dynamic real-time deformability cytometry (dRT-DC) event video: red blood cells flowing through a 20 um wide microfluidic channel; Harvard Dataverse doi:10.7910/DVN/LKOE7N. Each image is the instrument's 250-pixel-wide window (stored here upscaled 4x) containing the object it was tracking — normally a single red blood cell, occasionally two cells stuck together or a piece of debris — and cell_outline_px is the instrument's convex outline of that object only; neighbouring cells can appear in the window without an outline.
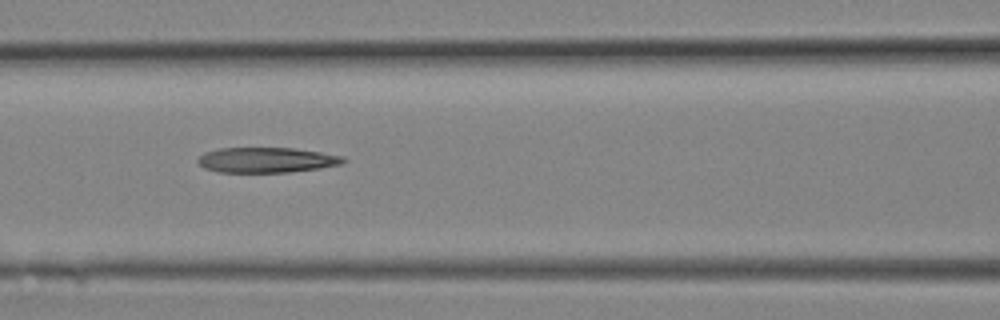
{"species": "Egyptian fruit bat (a non-hibernating species)", "species_latin": "Rousettus aegyptiacus", "temperature_condition": "room temperature", "stored_images_in_passage": 10, "camera_frame_rate_fps": 3000, "um_per_image_px": 0.085, "animal": {"sex": "female"}, "frame": {"image": 1, "passage_image": 9, "time_ms": 2.667, "image_size_px": [1000, 320], "cell_outline_px": [[348, 160], [340, 164], [320, 168], [288, 172], [216, 172], [204, 168], [196, 160], [204, 152], [220, 148], [296, 148], [344, 156]], "centroid_in_image_um": [22.66, 13.6], "position_along_channel_um": 143.9, "area_um2": 21.44}}
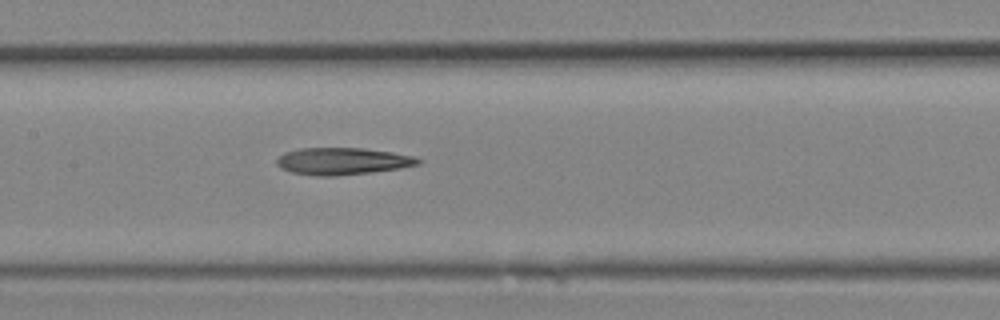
{"frame": {"image": 2, "passage_image": 10, "time_ms": 3.0, "image_size_px": [1000, 320], "cell_outline_px": [[420, 164], [400, 168], [372, 172], [336, 176], [316, 176], [292, 172], [280, 168], [276, 164], [276, 160], [284, 152], [300, 148], [364, 148], [392, 152], [412, 156], [420, 160]], "centroid_in_image_um": [29.08, 13.7], "position_along_channel_um": 178.3, "area_um2": 22.25}}